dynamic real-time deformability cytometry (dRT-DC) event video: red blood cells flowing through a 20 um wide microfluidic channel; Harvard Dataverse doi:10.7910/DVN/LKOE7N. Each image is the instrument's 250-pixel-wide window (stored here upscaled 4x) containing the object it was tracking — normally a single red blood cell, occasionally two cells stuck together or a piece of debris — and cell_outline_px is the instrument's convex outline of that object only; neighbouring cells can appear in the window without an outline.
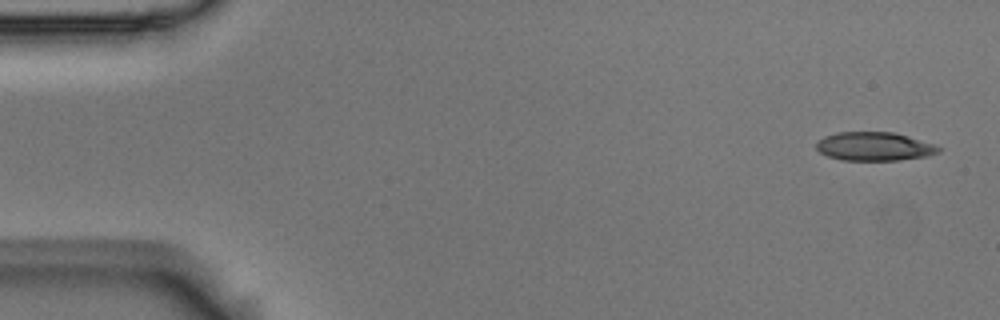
{"species": "Egyptian fruit bat (a non-hibernating species)", "species_latin": "Rousettus aegyptiacus", "temperature_condition": "room temperature", "stored_images_in_passage": 4, "camera_frame_rate_fps": 3000, "um_per_image_px": 0.085, "animal": {"sex": "male"}, "frame": {"image": 1, "passage_image": 1, "time_ms": 0.0, "image_size_px": [1000, 320], "cell_outline_px": [[940, 152], [928, 156], [900, 160], [840, 160], [828, 156], [820, 152], [816, 148], [816, 144], [824, 136], [836, 132], [896, 132], [932, 144], [940, 148]], "centroid_in_image_um": [74.3, 12.45], "position_along_channel_um": 10.7, "area_um2": 20.35}}
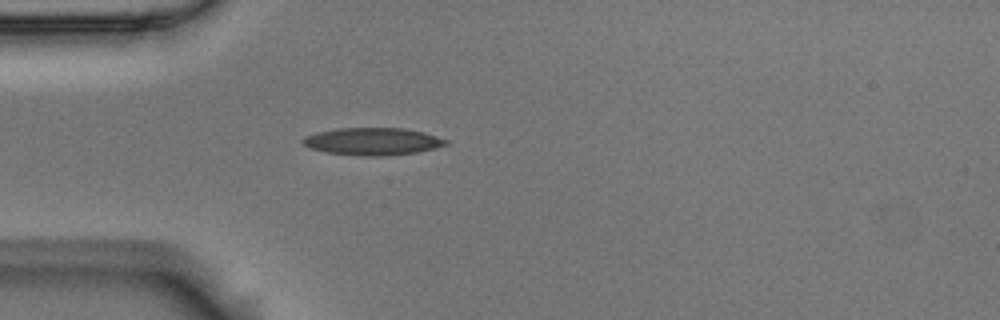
{"frame": {"image": 2, "passage_image": 4, "time_ms": 1.0, "image_size_px": [1000, 320], "cell_outline_px": [[448, 144], [436, 148], [416, 152], [388, 156], [364, 156], [324, 152], [312, 148], [304, 144], [300, 140], [304, 136], [316, 132], [336, 128], [404, 128], [424, 132], [448, 140]], "centroid_in_image_um": [31.67, 12.02], "position_along_channel_um": 53.3, "area_um2": 22.95}}